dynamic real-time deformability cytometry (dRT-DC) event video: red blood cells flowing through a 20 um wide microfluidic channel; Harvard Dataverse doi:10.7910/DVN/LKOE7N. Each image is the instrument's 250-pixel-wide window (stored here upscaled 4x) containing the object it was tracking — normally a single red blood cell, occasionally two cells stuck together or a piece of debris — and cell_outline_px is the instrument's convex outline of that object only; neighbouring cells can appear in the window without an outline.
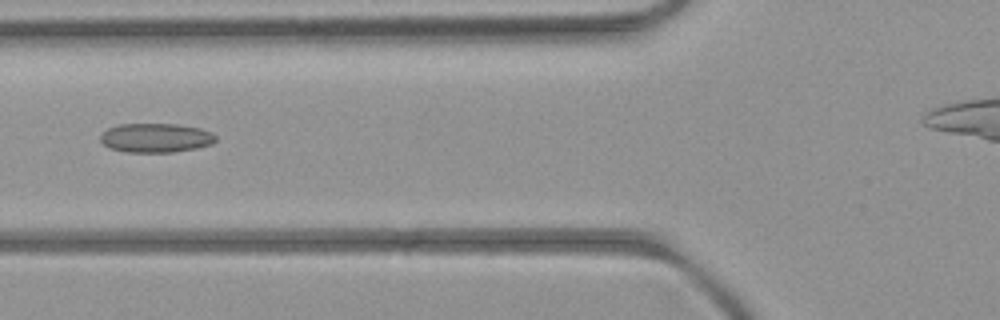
{"species": "common noctule bat (a hibernating species)", "species_latin": "Nyctalus noctula", "temperature_condition": "room temperature", "stored_images_in_passage": 5, "camera_frame_rate_fps": 3000, "um_per_image_px": 0.085, "animal": {"sex": "female", "body_mass_g": 21.9}, "frame": {"image": 1, "passage_image": 3, "time_ms": 3.333, "image_size_px": [1000, 320], "cell_outline_px": [[216, 140], [212, 144], [196, 148], [172, 152], [124, 152], [108, 148], [100, 140], [100, 136], [108, 128], [120, 124], [180, 124], [200, 128], [212, 132], [216, 136]], "centroid_in_image_um": [13.25, 11.72], "position_along_channel_um": 112.6, "area_um2": 19.71}}
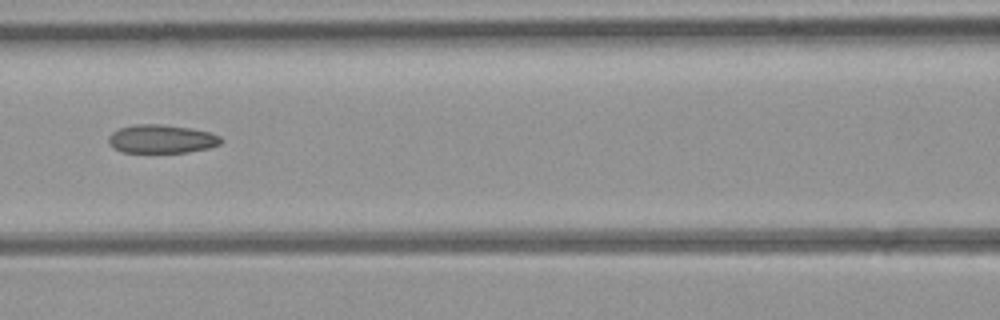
{"frame": {"image": 2, "passage_image": 4, "time_ms": 4.333, "image_size_px": [1000, 320], "cell_outline_px": [[224, 140], [220, 144], [208, 148], [188, 152], [124, 152], [112, 148], [108, 144], [108, 136], [112, 132], [120, 128], [136, 124], [160, 124], [192, 128], [208, 132], [220, 136]], "centroid_in_image_um": [13.72, 11.81], "position_along_channel_um": 152.9, "area_um2": 18.73}}
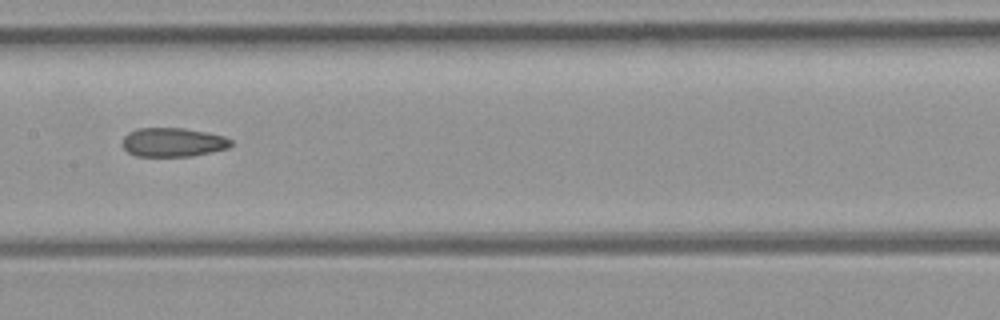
{"frame": {"image": 3, "passage_image": 5, "time_ms": 5.333, "image_size_px": [1000, 320], "cell_outline_px": [[232, 144], [228, 148], [192, 156], [136, 156], [128, 152], [124, 148], [124, 136], [128, 132], [136, 128], [184, 128], [224, 136], [232, 140]], "centroid_in_image_um": [14.7, 12.09], "position_along_channel_um": 192.7, "area_um2": 18.21}}